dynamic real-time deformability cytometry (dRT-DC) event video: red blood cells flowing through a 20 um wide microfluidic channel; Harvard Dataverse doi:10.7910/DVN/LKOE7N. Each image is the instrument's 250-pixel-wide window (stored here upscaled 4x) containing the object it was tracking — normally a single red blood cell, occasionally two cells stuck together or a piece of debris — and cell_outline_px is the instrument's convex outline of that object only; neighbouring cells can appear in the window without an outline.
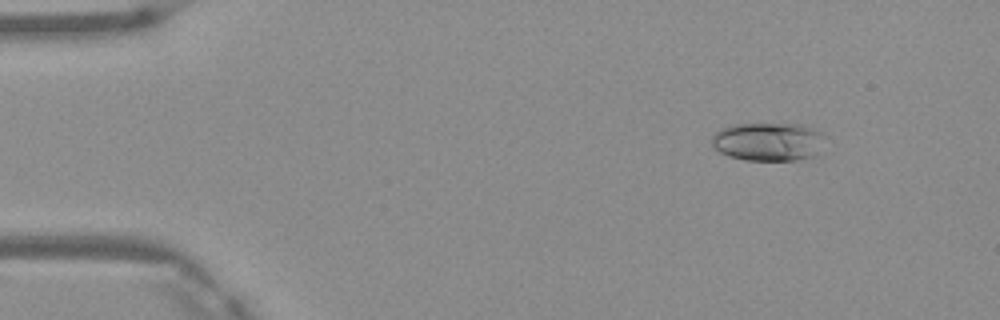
{"species": "Egyptian fruit bat (a non-hibernating species)", "species_latin": "Rousettus aegyptiacus", "temperature_condition": "warm", "stored_images_in_passage": 4, "camera_frame_rate_fps": 3000, "um_per_image_px": 0.085, "frame": {"image": 1, "passage_image": 2, "time_ms": 0.333, "image_size_px": [1000, 320], "cell_outline_px": [[824, 136], [816, 152], [812, 156], [796, 160], [744, 160], [728, 156], [720, 152], [712, 144], [712, 136], [720, 128], [736, 124], [804, 124], [820, 132]], "centroid_in_image_um": [65.25, 12.03], "position_along_channel_um": 19.8, "area_um2": 25.09}}